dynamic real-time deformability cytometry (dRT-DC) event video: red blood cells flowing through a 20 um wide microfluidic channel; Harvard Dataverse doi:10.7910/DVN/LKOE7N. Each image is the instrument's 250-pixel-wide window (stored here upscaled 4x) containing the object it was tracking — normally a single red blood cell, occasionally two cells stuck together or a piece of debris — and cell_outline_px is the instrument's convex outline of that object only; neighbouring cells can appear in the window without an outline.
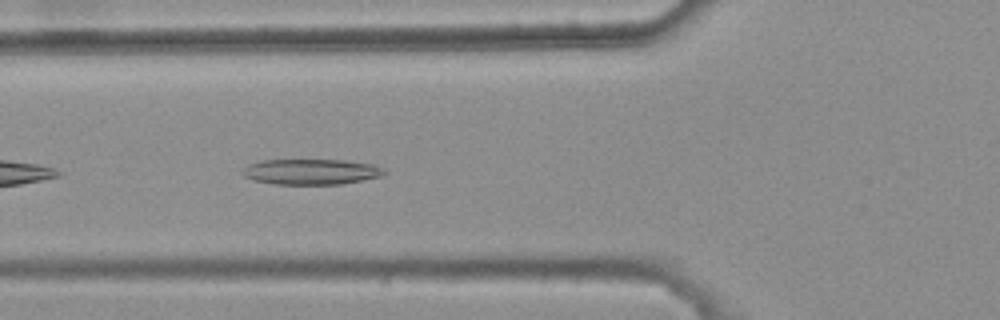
{"species": "common noctule bat (a hibernating species)", "species_latin": "Nyctalus noctula", "temperature_condition": "warm", "stored_images_in_passage": 6, "camera_frame_rate_fps": 3000, "um_per_image_px": 0.085, "animal": {"sex": "female", "body_mass_g": 25.1}, "frame": {"image": 1, "passage_image": 6, "time_ms": 1.667, "image_size_px": [1000, 320], "cell_outline_px": [[388, 172], [380, 176], [340, 184], [276, 184], [252, 180], [244, 176], [240, 172], [248, 164], [260, 160], [344, 160], [372, 164]], "centroid_in_image_um": [26.38, 14.59], "position_along_channel_um": 99.4, "area_um2": 20.98}}